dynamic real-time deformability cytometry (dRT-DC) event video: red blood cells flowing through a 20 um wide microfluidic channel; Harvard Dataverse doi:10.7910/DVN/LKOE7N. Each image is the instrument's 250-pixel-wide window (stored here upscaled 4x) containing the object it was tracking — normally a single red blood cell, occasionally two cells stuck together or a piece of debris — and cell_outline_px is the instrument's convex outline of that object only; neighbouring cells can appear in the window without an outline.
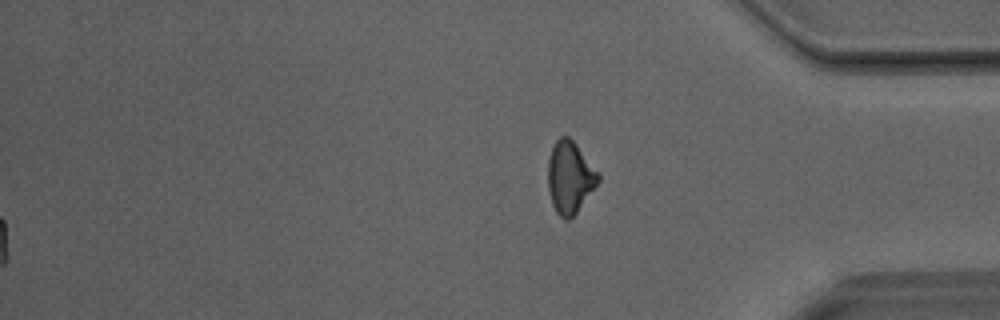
{"species": "Egyptian fruit bat (a non-hibernating species)", "species_latin": "Rousettus aegyptiacus", "temperature_condition": "room temperature", "stored_images_in_passage": 32, "segment_of_instrument_passage": [2, 2], "camera_frame_rate_fps": 3000, "um_per_image_px": 0.085, "animal": {"sex": "male"}, "frame": {"image": 1, "passage_image": 32, "time_ms": 10.333, "image_size_px": [1000, 320], "cell_outline_px": [[600, 180], [576, 212], [568, 220], [564, 220], [556, 212], [552, 204], [548, 188], [548, 160], [552, 148], [556, 140], [560, 136], [568, 136], [576, 144], [600, 176]], "centroid_in_image_um": [48.41, 15.07], "position_along_channel_um": 386.8, "area_um2": 20.69}}